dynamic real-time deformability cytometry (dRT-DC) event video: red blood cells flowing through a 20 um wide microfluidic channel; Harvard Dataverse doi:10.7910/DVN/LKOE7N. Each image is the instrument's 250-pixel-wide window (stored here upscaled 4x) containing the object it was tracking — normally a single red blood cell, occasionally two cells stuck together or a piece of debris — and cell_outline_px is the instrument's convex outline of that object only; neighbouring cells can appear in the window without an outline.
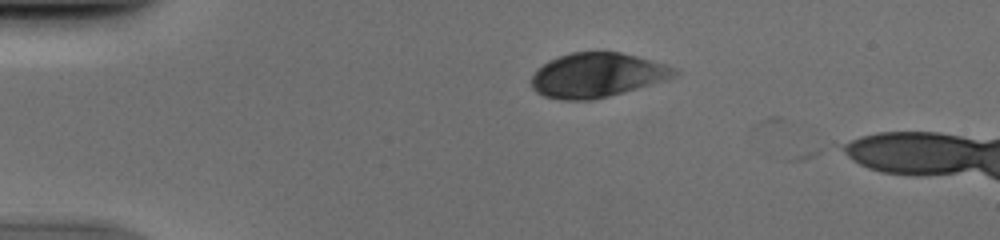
{"species": "human", "species_latin": "Homo sapiens", "temperature_condition": "cold", "stored_images_in_passage": 45, "camera_frame_rate_fps": 3000, "um_per_image_px": 0.085, "donor": {"sex": "male"}, "frame": {"image": 1, "passage_image": 12, "time_ms": 3.667, "image_size_px": [1000, 240], "cell_outline_px": [[680, 72], [676, 76], [664, 80], [608, 96], [592, 100], [560, 100], [544, 96], [536, 92], [532, 88], [532, 76], [536, 68], [548, 60], [572, 52], [620, 52], [652, 60], [676, 68]], "centroid_in_image_um": [50.72, 6.38], "position_along_channel_um": 34.3, "area_um2": 36.88}}
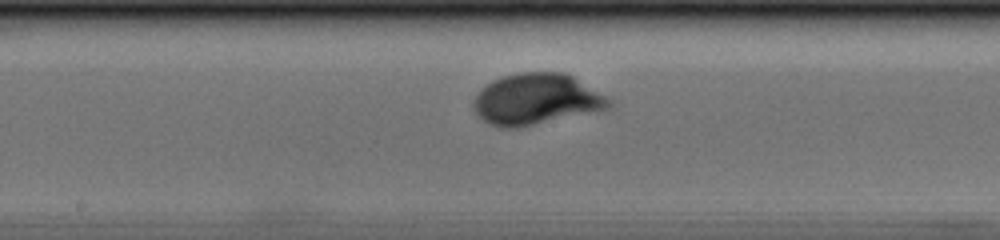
{"frame": {"image": 2, "passage_image": 29, "time_ms": 9.333, "image_size_px": [1000, 240], "cell_outline_px": [[612, 104], [608, 108], [516, 128], [500, 128], [488, 124], [472, 108], [472, 104], [476, 96], [492, 80], [504, 76], [520, 72], [564, 72], [572, 76], [612, 100]], "centroid_in_image_um": [45.55, 8.43], "position_along_channel_um": 202.7, "area_um2": 39.65}}
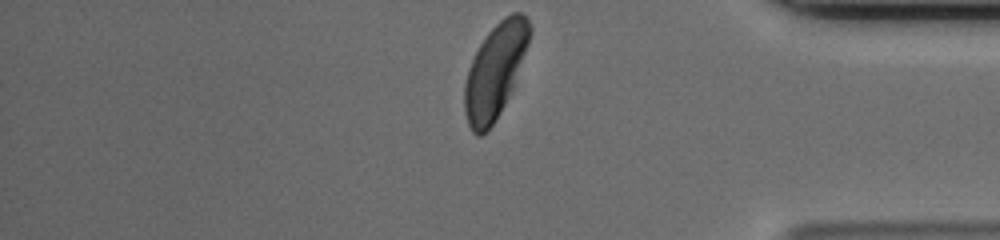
{"frame": {"image": 3, "passage_image": 45, "time_ms": 14.667, "image_size_px": [1000, 240], "cell_outline_px": [[532, 28], [512, 88], [504, 104], [488, 132], [480, 136], [476, 136], [472, 132], [468, 124], [464, 112], [464, 84], [468, 68], [480, 44], [488, 32], [504, 16], [512, 12], [520, 12], [528, 20]], "centroid_in_image_um": [42.04, 6.06], "position_along_channel_um": 393.2, "area_um2": 35.08}}